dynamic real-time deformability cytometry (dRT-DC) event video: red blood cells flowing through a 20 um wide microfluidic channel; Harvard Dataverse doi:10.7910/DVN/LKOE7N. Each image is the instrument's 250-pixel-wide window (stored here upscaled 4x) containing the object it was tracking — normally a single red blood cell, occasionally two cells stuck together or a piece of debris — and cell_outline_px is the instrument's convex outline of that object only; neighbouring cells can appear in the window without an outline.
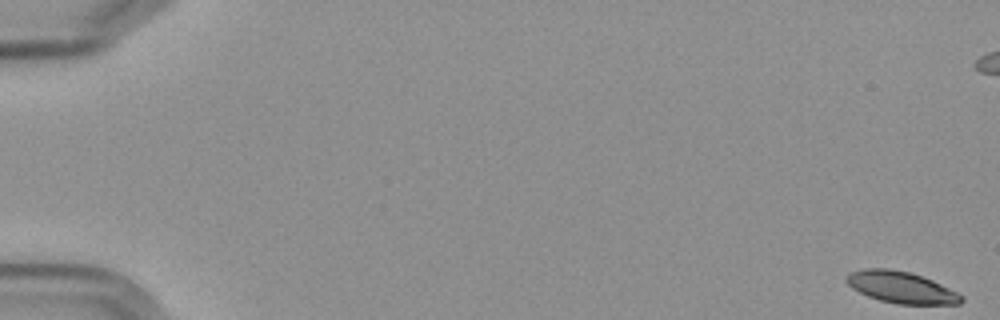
{"species": "Egyptian fruit bat (a non-hibernating species)", "species_latin": "Rousettus aegyptiacus", "temperature_condition": "cold", "stored_images_in_passage": 7, "camera_frame_rate_fps": 3000, "um_per_image_px": 0.085, "frame": {"image": 1, "passage_image": 1, "time_ms": 0.0, "image_size_px": [1000, 320], "cell_outline_px": [[964, 300], [960, 304], [896, 304], [880, 300], [868, 296], [852, 288], [844, 280], [852, 272], [864, 268], [888, 268], [908, 272], [932, 280], [964, 296]], "centroid_in_image_um": [76.6, 24.43], "position_along_channel_um": 8.4, "area_um2": 20.92}}
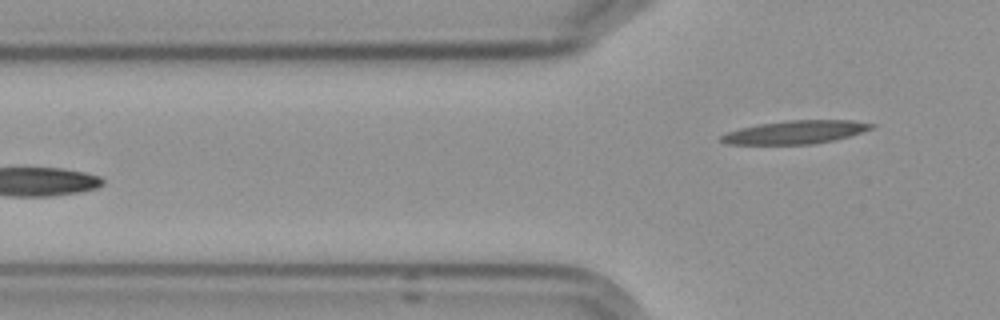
{"frame": {"image": 2, "passage_image": 7, "time_ms": 8.0, "image_size_px": [1000, 320], "cell_outline_px": [[876, 128], [848, 136], [832, 140], [812, 144], [728, 144], [720, 140], [720, 136], [728, 132], [740, 128], [756, 124], [788, 120], [852, 120], [876, 124]], "centroid_in_image_um": [67.63, 11.22], "position_along_channel_um": 58.2, "area_um2": 20.35}}